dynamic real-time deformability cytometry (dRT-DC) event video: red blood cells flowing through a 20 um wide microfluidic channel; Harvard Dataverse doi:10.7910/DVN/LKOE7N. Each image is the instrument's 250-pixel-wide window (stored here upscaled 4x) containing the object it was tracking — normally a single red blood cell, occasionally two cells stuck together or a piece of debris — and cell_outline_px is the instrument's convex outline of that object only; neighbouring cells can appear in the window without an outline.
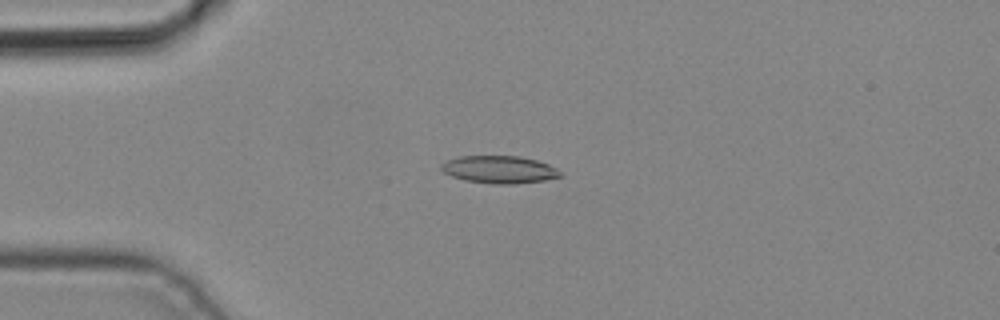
{"species": "common noctule bat (a hibernating species)", "species_latin": "Nyctalus noctula", "temperature_condition": "cold", "stored_images_in_passage": 3, "camera_frame_rate_fps": 3000, "um_per_image_px": 0.085, "animal": {"sex": "male", "body_mass_g": 19.2, "forearm_length_mm": 51.8}, "frame": {"image": 1, "passage_image": 2, "time_ms": 0.333, "image_size_px": [1000, 320], "cell_outline_px": [[560, 176], [544, 180], [516, 184], [492, 184], [464, 180], [452, 176], [444, 172], [440, 168], [440, 164], [444, 160], [460, 156], [520, 156], [536, 160], [548, 164], [556, 168], [560, 172]], "centroid_in_image_um": [42.39, 14.41], "position_along_channel_um": 42.6, "area_um2": 19.13}}